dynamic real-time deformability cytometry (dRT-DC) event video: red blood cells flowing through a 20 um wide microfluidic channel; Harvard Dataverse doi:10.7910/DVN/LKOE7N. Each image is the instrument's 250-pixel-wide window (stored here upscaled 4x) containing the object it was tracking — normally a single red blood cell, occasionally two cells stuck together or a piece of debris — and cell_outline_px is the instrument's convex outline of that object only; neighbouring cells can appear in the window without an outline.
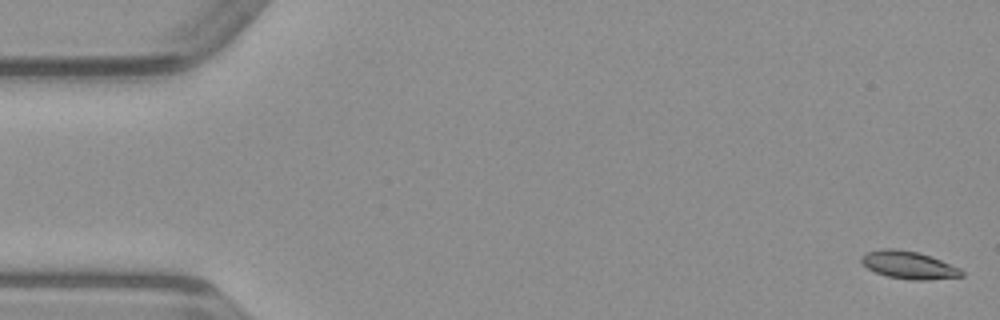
{"species": "common noctule bat (a hibernating species)", "species_latin": "Nyctalus noctula", "temperature_condition": "warm", "stored_images_in_passage": 50, "camera_frame_rate_fps": 3000, "um_per_image_px": 0.085, "animal": {"sex": "male", "body_mass_g": 23.1, "forearm_length_mm": 52.7}, "frame": {"image": 1, "passage_image": 1, "time_ms": 0.0, "image_size_px": [1000, 320], "cell_outline_px": [[964, 276], [924, 280], [912, 280], [888, 276], [876, 272], [868, 268], [860, 260], [860, 256], [864, 252], [880, 248], [892, 248], [916, 252], [940, 260], [960, 268], [964, 272]], "centroid_in_image_um": [77.2, 22.52], "position_along_channel_um": 7.8, "area_um2": 16.01}}
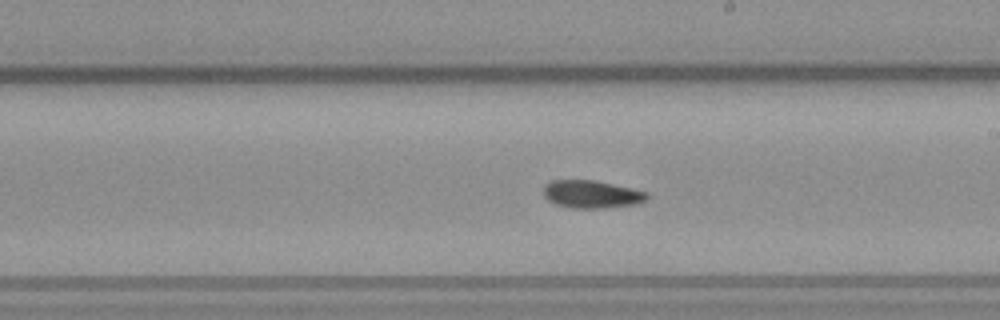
{"frame": {"image": 2, "passage_image": 28, "time_ms": 9.0, "image_size_px": [1000, 320], "cell_outline_px": [[648, 200], [636, 204], [604, 208], [572, 208], [556, 204], [548, 200], [544, 196], [544, 184], [552, 180], [596, 180], [632, 188], [648, 192]], "centroid_in_image_um": [50.3, 16.5], "position_along_channel_um": 238.7, "area_um2": 16.88}}
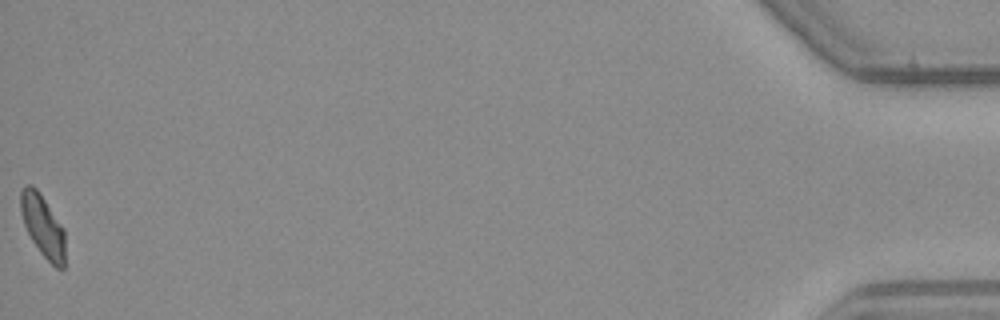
{"frame": {"image": 3, "passage_image": 50, "time_ms": 16.333, "image_size_px": [1000, 320], "cell_outline_px": [[64, 268], [56, 268], [40, 252], [32, 240], [24, 224], [20, 212], [20, 192], [24, 184], [32, 184], [36, 188], [64, 228]], "centroid_in_image_um": [3.62, 19.17], "position_along_channel_um": 431.6, "area_um2": 15.95}}